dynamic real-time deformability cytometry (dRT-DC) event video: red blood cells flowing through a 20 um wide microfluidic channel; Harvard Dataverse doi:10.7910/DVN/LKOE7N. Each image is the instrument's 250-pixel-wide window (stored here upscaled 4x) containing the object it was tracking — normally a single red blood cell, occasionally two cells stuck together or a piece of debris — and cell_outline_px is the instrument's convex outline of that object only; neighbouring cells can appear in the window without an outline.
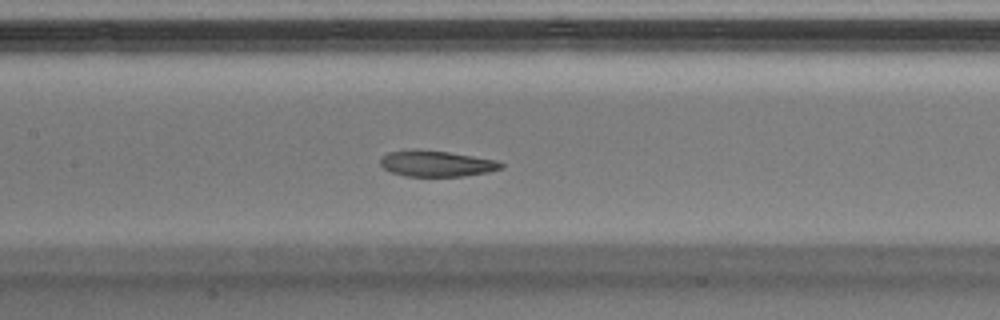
{"species": "Egyptian fruit bat (a non-hibernating species)", "species_latin": "Rousettus aegyptiacus", "temperature_condition": "warm", "stored_images_in_passage": 48, "camera_frame_rate_fps": 3000, "um_per_image_px": 0.085, "animal": {"sex": "male"}, "frame": {"image": 1, "passage_image": 21, "time_ms": 6.667, "image_size_px": [1000, 320], "cell_outline_px": [[504, 168], [488, 172], [464, 176], [408, 176], [392, 172], [384, 168], [380, 164], [380, 160], [388, 152], [412, 148], [420, 148], [448, 152], [496, 160], [504, 164]], "centroid_in_image_um": [37.1, 13.89], "position_along_channel_um": 170.3, "area_um2": 18.38}}
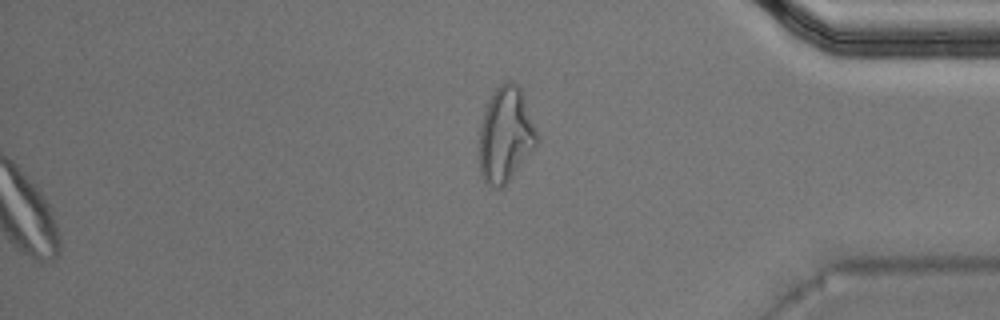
{"frame": {"image": 2, "passage_image": 48, "time_ms": 15.667, "image_size_px": [1000, 320], "cell_outline_px": [[540, 140], [536, 148], [508, 180], [500, 188], [492, 188], [484, 180], [480, 172], [480, 124], [488, 100], [492, 92], [500, 84], [508, 80], [512, 80], [520, 88], [524, 96], [540, 136]], "centroid_in_image_um": [43.01, 11.43], "position_along_channel_um": 392.2, "area_um2": 32.25}, "authors_computed_cell_mechanics": {"area_um2": 19.7387, "velocity_mm_per_s": 4.0637, "shape_relaxation_time_tau1_ms": 11.2989, "shape_relaxation_time_tau2_ms": 7.3474, "deformation_change_tau1": 0.3, "deformation_change_tau2": 0.1214}}